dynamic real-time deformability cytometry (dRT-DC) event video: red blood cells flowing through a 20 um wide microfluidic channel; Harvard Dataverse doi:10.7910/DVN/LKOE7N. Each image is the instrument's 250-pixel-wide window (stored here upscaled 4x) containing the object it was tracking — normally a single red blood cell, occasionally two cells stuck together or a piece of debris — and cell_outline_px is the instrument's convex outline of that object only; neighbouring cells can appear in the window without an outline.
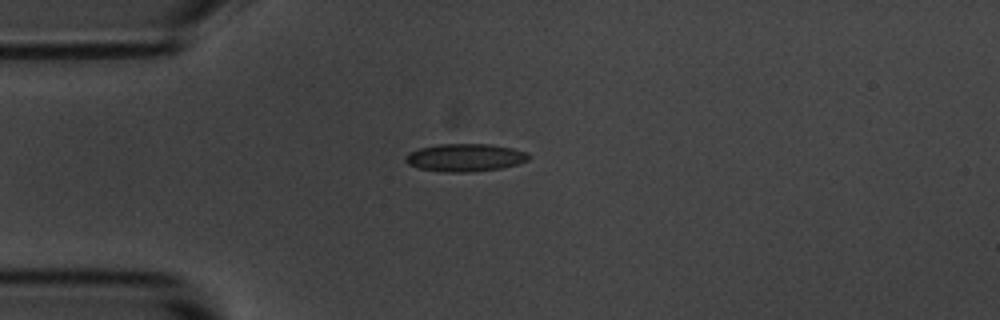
{"species": "common noctule bat (a hibernating species)", "species_latin": "Nyctalus noctula", "temperature_condition": "room temperature", "stored_images_in_passage": 42, "camera_frame_rate_fps": 3000, "um_per_image_px": 0.085, "animal": {"sex": "male", "body_mass_g": 20.1, "forearm_length_mm": 53.5}, "frame": {"image": 1, "passage_image": 1, "time_ms": 0.0, "image_size_px": [1000, 320], "cell_outline_px": [[528, 160], [516, 164], [500, 168], [472, 172], [444, 172], [420, 168], [408, 164], [404, 160], [404, 156], [408, 152], [420, 148], [436, 144], [488, 144], [512, 148], [528, 152]], "centroid_in_image_um": [39.49, 13.39], "position_along_channel_um": 45.5, "area_um2": 19.88}}
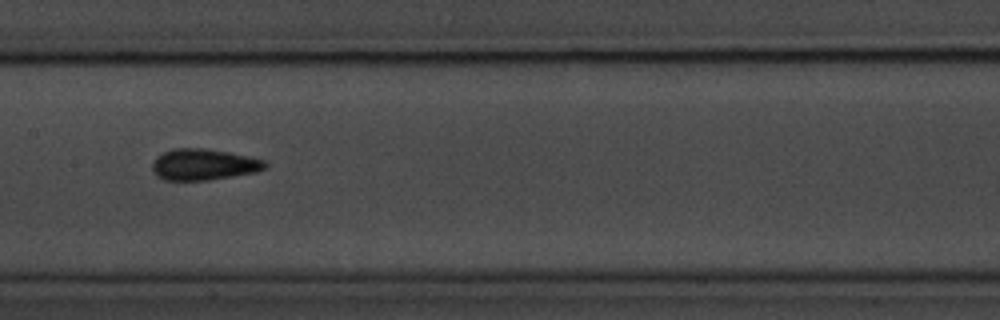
{"frame": {"image": 2, "passage_image": 14, "time_ms": 4.333, "image_size_px": [1000, 320], "cell_outline_px": [[268, 168], [256, 172], [208, 180], [164, 180], [156, 176], [152, 172], [152, 164], [156, 156], [172, 148], [204, 148], [228, 152], [248, 156], [264, 160], [268, 164]], "centroid_in_image_um": [17.3, 13.98], "position_along_channel_um": 190.1, "area_um2": 20.69}}
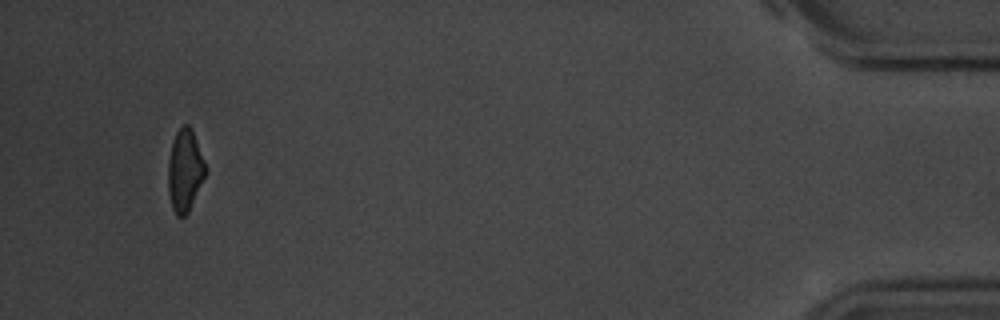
{"frame": {"image": 3, "passage_image": 39, "time_ms": 12.667, "image_size_px": [1000, 320], "cell_outline_px": [[208, 172], [188, 212], [184, 216], [176, 216], [172, 208], [168, 192], [168, 160], [172, 144], [176, 132], [180, 124], [188, 124], [192, 128], [204, 160]], "centroid_in_image_um": [15.72, 14.47], "position_along_channel_um": 419.5, "area_um2": 18.15}, "authors_computed_cell_mechanics": {"area_um2": 19.1607, "velocity_mm_per_s": 3.6628, "shape_relaxation_time_tau1_ms": 3.034, "shape_relaxation_time_tau2_ms": 1.6808, "deformation_change_tau1": 0.0895, "deformation_change_tau2": 0.078}}